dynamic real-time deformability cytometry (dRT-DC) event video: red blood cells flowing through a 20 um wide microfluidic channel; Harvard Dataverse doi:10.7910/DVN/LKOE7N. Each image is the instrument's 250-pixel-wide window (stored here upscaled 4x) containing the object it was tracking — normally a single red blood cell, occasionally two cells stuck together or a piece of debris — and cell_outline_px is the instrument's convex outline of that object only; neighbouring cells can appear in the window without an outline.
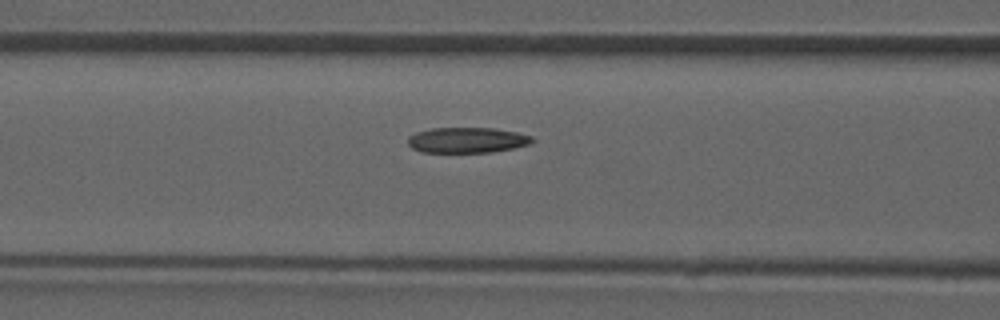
{"species": "common noctule bat (a hibernating species)", "species_latin": "Nyctalus noctula", "temperature_condition": "room temperature", "stored_images_in_passage": 5, "camera_frame_rate_fps": 3000, "um_per_image_px": 0.085, "animal": {"sex": "male", "forearm_length_mm": 52.5}, "frame": {"image": 1, "passage_image": 5, "time_ms": 5.667, "image_size_px": [1000, 320], "cell_outline_px": [[536, 140], [532, 144], [492, 152], [420, 152], [412, 148], [408, 144], [408, 136], [416, 132], [432, 128], [492, 128], [516, 132], [532, 136]], "centroid_in_image_um": [39.71, 11.91], "position_along_channel_um": 126.9, "area_um2": 18.55}}